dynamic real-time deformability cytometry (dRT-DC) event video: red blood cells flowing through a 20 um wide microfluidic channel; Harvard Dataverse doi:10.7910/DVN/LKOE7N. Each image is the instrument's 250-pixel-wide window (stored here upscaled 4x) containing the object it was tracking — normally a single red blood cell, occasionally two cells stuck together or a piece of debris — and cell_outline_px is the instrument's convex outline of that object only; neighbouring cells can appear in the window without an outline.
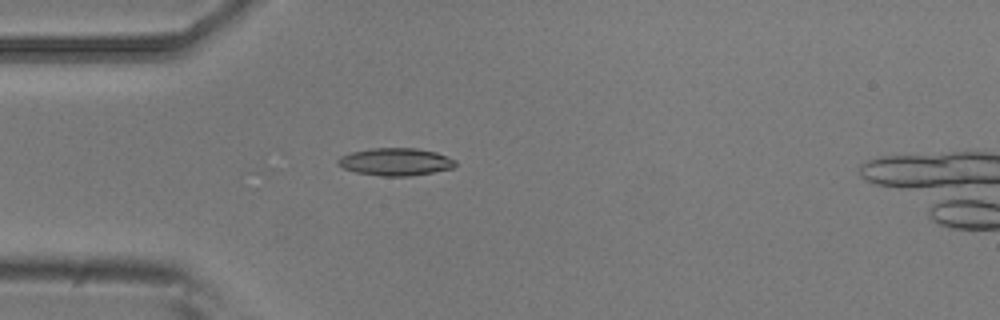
{"species": "common noctule bat (a hibernating species)", "species_latin": "Nyctalus noctula", "temperature_condition": "room temperature", "stored_images_in_passage": 3, "camera_frame_rate_fps": 3000, "um_per_image_px": 0.085, "animal": {"sex": "male", "body_mass_g": 20.5, "forearm_length_mm": 52.5}, "frame": {"image": 1, "passage_image": 3, "time_ms": 0.667, "image_size_px": [1000, 320], "cell_outline_px": [[456, 164], [452, 168], [432, 172], [408, 176], [380, 176], [356, 172], [344, 168], [336, 164], [336, 160], [340, 156], [352, 152], [372, 148], [416, 148], [436, 152], [456, 160]], "centroid_in_image_um": [33.59, 13.75], "position_along_channel_um": 51.4, "area_um2": 18.79}}